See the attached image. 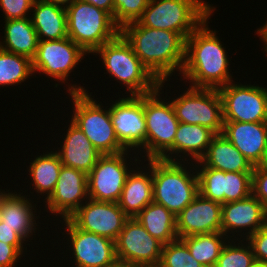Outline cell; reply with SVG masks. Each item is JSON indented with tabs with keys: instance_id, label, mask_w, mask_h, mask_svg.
Wrapping results in <instances>:
<instances>
[{
	"instance_id": "obj_1",
	"label": "cell",
	"mask_w": 267,
	"mask_h": 267,
	"mask_svg": "<svg viewBox=\"0 0 267 267\" xmlns=\"http://www.w3.org/2000/svg\"><path fill=\"white\" fill-rule=\"evenodd\" d=\"M210 18L211 15L186 39L181 78L193 88L219 89L233 81L228 52L216 35L218 32L208 27Z\"/></svg>"
},
{
	"instance_id": "obj_2",
	"label": "cell",
	"mask_w": 267,
	"mask_h": 267,
	"mask_svg": "<svg viewBox=\"0 0 267 267\" xmlns=\"http://www.w3.org/2000/svg\"><path fill=\"white\" fill-rule=\"evenodd\" d=\"M120 34L140 61L159 80L181 74L185 62L186 39L177 32L148 28L137 21L126 24Z\"/></svg>"
},
{
	"instance_id": "obj_3",
	"label": "cell",
	"mask_w": 267,
	"mask_h": 267,
	"mask_svg": "<svg viewBox=\"0 0 267 267\" xmlns=\"http://www.w3.org/2000/svg\"><path fill=\"white\" fill-rule=\"evenodd\" d=\"M151 174L153 202L163 205L175 216L199 194L196 167L192 161L182 164V161L151 159Z\"/></svg>"
},
{
	"instance_id": "obj_4",
	"label": "cell",
	"mask_w": 267,
	"mask_h": 267,
	"mask_svg": "<svg viewBox=\"0 0 267 267\" xmlns=\"http://www.w3.org/2000/svg\"><path fill=\"white\" fill-rule=\"evenodd\" d=\"M69 85L67 91L74 105L71 121L86 135L101 155L126 151L118 141L108 106H103L102 102L98 103L91 95L92 92L89 94L84 86H78L77 83Z\"/></svg>"
},
{
	"instance_id": "obj_5",
	"label": "cell",
	"mask_w": 267,
	"mask_h": 267,
	"mask_svg": "<svg viewBox=\"0 0 267 267\" xmlns=\"http://www.w3.org/2000/svg\"><path fill=\"white\" fill-rule=\"evenodd\" d=\"M92 55H99L109 77L126 87L130 95H146L156 91L160 81L140 61L131 45L119 34L103 44ZM113 76V77H112Z\"/></svg>"
},
{
	"instance_id": "obj_6",
	"label": "cell",
	"mask_w": 267,
	"mask_h": 267,
	"mask_svg": "<svg viewBox=\"0 0 267 267\" xmlns=\"http://www.w3.org/2000/svg\"><path fill=\"white\" fill-rule=\"evenodd\" d=\"M216 7L204 0H149L137 22L148 28L180 33L185 39Z\"/></svg>"
},
{
	"instance_id": "obj_7",
	"label": "cell",
	"mask_w": 267,
	"mask_h": 267,
	"mask_svg": "<svg viewBox=\"0 0 267 267\" xmlns=\"http://www.w3.org/2000/svg\"><path fill=\"white\" fill-rule=\"evenodd\" d=\"M160 81L156 91L144 95V115L146 119V158L173 161L174 137L179 120L176 117L171 100L162 99V87L165 82ZM164 84V85H163ZM162 91V92H160ZM166 99V101H165Z\"/></svg>"
},
{
	"instance_id": "obj_8",
	"label": "cell",
	"mask_w": 267,
	"mask_h": 267,
	"mask_svg": "<svg viewBox=\"0 0 267 267\" xmlns=\"http://www.w3.org/2000/svg\"><path fill=\"white\" fill-rule=\"evenodd\" d=\"M66 13L68 37L89 55L120 34L108 12L82 0H74Z\"/></svg>"
},
{
	"instance_id": "obj_9",
	"label": "cell",
	"mask_w": 267,
	"mask_h": 267,
	"mask_svg": "<svg viewBox=\"0 0 267 267\" xmlns=\"http://www.w3.org/2000/svg\"><path fill=\"white\" fill-rule=\"evenodd\" d=\"M131 152L133 151L126 150L121 153L105 154L99 157L96 165L87 174L88 195L90 199L113 203L118 202L126 178L133 169L131 165H136L137 163L139 165L143 164L138 154L136 152L131 154ZM127 158L132 163L128 162ZM131 160H134L136 164Z\"/></svg>"
},
{
	"instance_id": "obj_10",
	"label": "cell",
	"mask_w": 267,
	"mask_h": 267,
	"mask_svg": "<svg viewBox=\"0 0 267 267\" xmlns=\"http://www.w3.org/2000/svg\"><path fill=\"white\" fill-rule=\"evenodd\" d=\"M188 87L171 101L179 122L202 125L216 134L222 133L223 110L218 89Z\"/></svg>"
},
{
	"instance_id": "obj_11",
	"label": "cell",
	"mask_w": 267,
	"mask_h": 267,
	"mask_svg": "<svg viewBox=\"0 0 267 267\" xmlns=\"http://www.w3.org/2000/svg\"><path fill=\"white\" fill-rule=\"evenodd\" d=\"M122 96L109 106L112 124L119 143L126 150L138 152L141 158L143 154L146 156L144 95Z\"/></svg>"
},
{
	"instance_id": "obj_12",
	"label": "cell",
	"mask_w": 267,
	"mask_h": 267,
	"mask_svg": "<svg viewBox=\"0 0 267 267\" xmlns=\"http://www.w3.org/2000/svg\"><path fill=\"white\" fill-rule=\"evenodd\" d=\"M254 85L232 81L218 89L223 121L267 122V88Z\"/></svg>"
},
{
	"instance_id": "obj_13",
	"label": "cell",
	"mask_w": 267,
	"mask_h": 267,
	"mask_svg": "<svg viewBox=\"0 0 267 267\" xmlns=\"http://www.w3.org/2000/svg\"><path fill=\"white\" fill-rule=\"evenodd\" d=\"M86 54L69 37L52 41L39 40L36 54L31 60L32 70L33 73L38 72L56 81L60 80L63 84L67 80L69 81V74L84 59Z\"/></svg>"
},
{
	"instance_id": "obj_14",
	"label": "cell",
	"mask_w": 267,
	"mask_h": 267,
	"mask_svg": "<svg viewBox=\"0 0 267 267\" xmlns=\"http://www.w3.org/2000/svg\"><path fill=\"white\" fill-rule=\"evenodd\" d=\"M66 226V240L70 244L68 249L74 257L73 267H108L118 261L115 242L95 233H89L77 228L68 218L62 223Z\"/></svg>"
},
{
	"instance_id": "obj_15",
	"label": "cell",
	"mask_w": 267,
	"mask_h": 267,
	"mask_svg": "<svg viewBox=\"0 0 267 267\" xmlns=\"http://www.w3.org/2000/svg\"><path fill=\"white\" fill-rule=\"evenodd\" d=\"M194 164L199 194L204 198L223 204L252 194V173L224 172L206 167L200 161Z\"/></svg>"
},
{
	"instance_id": "obj_16",
	"label": "cell",
	"mask_w": 267,
	"mask_h": 267,
	"mask_svg": "<svg viewBox=\"0 0 267 267\" xmlns=\"http://www.w3.org/2000/svg\"><path fill=\"white\" fill-rule=\"evenodd\" d=\"M118 261L135 266L159 265L163 244L134 218H128L115 241Z\"/></svg>"
},
{
	"instance_id": "obj_17",
	"label": "cell",
	"mask_w": 267,
	"mask_h": 267,
	"mask_svg": "<svg viewBox=\"0 0 267 267\" xmlns=\"http://www.w3.org/2000/svg\"><path fill=\"white\" fill-rule=\"evenodd\" d=\"M129 217L118 203L88 199L68 219L79 229L116 241Z\"/></svg>"
},
{
	"instance_id": "obj_18",
	"label": "cell",
	"mask_w": 267,
	"mask_h": 267,
	"mask_svg": "<svg viewBox=\"0 0 267 267\" xmlns=\"http://www.w3.org/2000/svg\"><path fill=\"white\" fill-rule=\"evenodd\" d=\"M265 224L267 208L253 194L242 200L222 204L221 232L229 239L245 240Z\"/></svg>"
},
{
	"instance_id": "obj_19",
	"label": "cell",
	"mask_w": 267,
	"mask_h": 267,
	"mask_svg": "<svg viewBox=\"0 0 267 267\" xmlns=\"http://www.w3.org/2000/svg\"><path fill=\"white\" fill-rule=\"evenodd\" d=\"M88 199L87 174L62 165L54 191L43 201L47 205L46 212L67 219Z\"/></svg>"
},
{
	"instance_id": "obj_20",
	"label": "cell",
	"mask_w": 267,
	"mask_h": 267,
	"mask_svg": "<svg viewBox=\"0 0 267 267\" xmlns=\"http://www.w3.org/2000/svg\"><path fill=\"white\" fill-rule=\"evenodd\" d=\"M222 204L198 194L176 216L178 239L196 234L221 232Z\"/></svg>"
},
{
	"instance_id": "obj_21",
	"label": "cell",
	"mask_w": 267,
	"mask_h": 267,
	"mask_svg": "<svg viewBox=\"0 0 267 267\" xmlns=\"http://www.w3.org/2000/svg\"><path fill=\"white\" fill-rule=\"evenodd\" d=\"M223 122L222 134L253 166L267 163V122Z\"/></svg>"
},
{
	"instance_id": "obj_22",
	"label": "cell",
	"mask_w": 267,
	"mask_h": 267,
	"mask_svg": "<svg viewBox=\"0 0 267 267\" xmlns=\"http://www.w3.org/2000/svg\"><path fill=\"white\" fill-rule=\"evenodd\" d=\"M12 192L1 189V221L28 242L38 230L36 220L40 217L35 214L37 207L31 203L32 199L27 198L28 195H22L23 192Z\"/></svg>"
},
{
	"instance_id": "obj_23",
	"label": "cell",
	"mask_w": 267,
	"mask_h": 267,
	"mask_svg": "<svg viewBox=\"0 0 267 267\" xmlns=\"http://www.w3.org/2000/svg\"><path fill=\"white\" fill-rule=\"evenodd\" d=\"M145 161L148 163L143 164V167L136 165V168L133 166V169L126 178L120 199L117 202L129 218H134L148 204L153 202L151 159H144Z\"/></svg>"
},
{
	"instance_id": "obj_24",
	"label": "cell",
	"mask_w": 267,
	"mask_h": 267,
	"mask_svg": "<svg viewBox=\"0 0 267 267\" xmlns=\"http://www.w3.org/2000/svg\"><path fill=\"white\" fill-rule=\"evenodd\" d=\"M68 126L67 133L63 137L64 141L62 140L60 144L62 148L58 147V150L55 151H58L63 166L88 174L96 165L101 154L72 121Z\"/></svg>"
},
{
	"instance_id": "obj_25",
	"label": "cell",
	"mask_w": 267,
	"mask_h": 267,
	"mask_svg": "<svg viewBox=\"0 0 267 267\" xmlns=\"http://www.w3.org/2000/svg\"><path fill=\"white\" fill-rule=\"evenodd\" d=\"M30 16L38 40H60L68 37L66 8L45 0H34Z\"/></svg>"
},
{
	"instance_id": "obj_26",
	"label": "cell",
	"mask_w": 267,
	"mask_h": 267,
	"mask_svg": "<svg viewBox=\"0 0 267 267\" xmlns=\"http://www.w3.org/2000/svg\"><path fill=\"white\" fill-rule=\"evenodd\" d=\"M204 166L224 172L252 173L254 166L222 134H216L206 154L199 160Z\"/></svg>"
},
{
	"instance_id": "obj_27",
	"label": "cell",
	"mask_w": 267,
	"mask_h": 267,
	"mask_svg": "<svg viewBox=\"0 0 267 267\" xmlns=\"http://www.w3.org/2000/svg\"><path fill=\"white\" fill-rule=\"evenodd\" d=\"M215 135L214 131L205 126L179 122L174 137L173 161H199L206 154L208 146Z\"/></svg>"
},
{
	"instance_id": "obj_28",
	"label": "cell",
	"mask_w": 267,
	"mask_h": 267,
	"mask_svg": "<svg viewBox=\"0 0 267 267\" xmlns=\"http://www.w3.org/2000/svg\"><path fill=\"white\" fill-rule=\"evenodd\" d=\"M4 23V41H0V48L32 60L39 40L30 17L7 20Z\"/></svg>"
},
{
	"instance_id": "obj_29",
	"label": "cell",
	"mask_w": 267,
	"mask_h": 267,
	"mask_svg": "<svg viewBox=\"0 0 267 267\" xmlns=\"http://www.w3.org/2000/svg\"><path fill=\"white\" fill-rule=\"evenodd\" d=\"M135 218L152 237L163 245L178 239L176 216L163 205L151 202Z\"/></svg>"
},
{
	"instance_id": "obj_30",
	"label": "cell",
	"mask_w": 267,
	"mask_h": 267,
	"mask_svg": "<svg viewBox=\"0 0 267 267\" xmlns=\"http://www.w3.org/2000/svg\"><path fill=\"white\" fill-rule=\"evenodd\" d=\"M62 163L57 151L43 152V155H37L30 162L28 175H30L31 182H33L34 191L45 195L47 199L54 191L56 183L59 178Z\"/></svg>"
},
{
	"instance_id": "obj_31",
	"label": "cell",
	"mask_w": 267,
	"mask_h": 267,
	"mask_svg": "<svg viewBox=\"0 0 267 267\" xmlns=\"http://www.w3.org/2000/svg\"><path fill=\"white\" fill-rule=\"evenodd\" d=\"M190 254L204 267H215L220 253L229 240L222 232L196 234L180 238Z\"/></svg>"
},
{
	"instance_id": "obj_32",
	"label": "cell",
	"mask_w": 267,
	"mask_h": 267,
	"mask_svg": "<svg viewBox=\"0 0 267 267\" xmlns=\"http://www.w3.org/2000/svg\"><path fill=\"white\" fill-rule=\"evenodd\" d=\"M33 74L29 58L0 48V86L21 85Z\"/></svg>"
},
{
	"instance_id": "obj_33",
	"label": "cell",
	"mask_w": 267,
	"mask_h": 267,
	"mask_svg": "<svg viewBox=\"0 0 267 267\" xmlns=\"http://www.w3.org/2000/svg\"><path fill=\"white\" fill-rule=\"evenodd\" d=\"M254 261V254L247 240L229 239L224 245L215 267H249Z\"/></svg>"
},
{
	"instance_id": "obj_34",
	"label": "cell",
	"mask_w": 267,
	"mask_h": 267,
	"mask_svg": "<svg viewBox=\"0 0 267 267\" xmlns=\"http://www.w3.org/2000/svg\"><path fill=\"white\" fill-rule=\"evenodd\" d=\"M160 267H204L191 254L187 245L177 239L163 245Z\"/></svg>"
},
{
	"instance_id": "obj_35",
	"label": "cell",
	"mask_w": 267,
	"mask_h": 267,
	"mask_svg": "<svg viewBox=\"0 0 267 267\" xmlns=\"http://www.w3.org/2000/svg\"><path fill=\"white\" fill-rule=\"evenodd\" d=\"M115 24L121 29L126 24L137 21L146 9L149 0H113Z\"/></svg>"
},
{
	"instance_id": "obj_36",
	"label": "cell",
	"mask_w": 267,
	"mask_h": 267,
	"mask_svg": "<svg viewBox=\"0 0 267 267\" xmlns=\"http://www.w3.org/2000/svg\"><path fill=\"white\" fill-rule=\"evenodd\" d=\"M34 0H0L4 21L30 17L28 14L32 10Z\"/></svg>"
},
{
	"instance_id": "obj_37",
	"label": "cell",
	"mask_w": 267,
	"mask_h": 267,
	"mask_svg": "<svg viewBox=\"0 0 267 267\" xmlns=\"http://www.w3.org/2000/svg\"><path fill=\"white\" fill-rule=\"evenodd\" d=\"M252 194L267 208V163L253 168Z\"/></svg>"
},
{
	"instance_id": "obj_38",
	"label": "cell",
	"mask_w": 267,
	"mask_h": 267,
	"mask_svg": "<svg viewBox=\"0 0 267 267\" xmlns=\"http://www.w3.org/2000/svg\"><path fill=\"white\" fill-rule=\"evenodd\" d=\"M245 240H247L252 248L255 261L267 264V224Z\"/></svg>"
},
{
	"instance_id": "obj_39",
	"label": "cell",
	"mask_w": 267,
	"mask_h": 267,
	"mask_svg": "<svg viewBox=\"0 0 267 267\" xmlns=\"http://www.w3.org/2000/svg\"><path fill=\"white\" fill-rule=\"evenodd\" d=\"M0 241L13 245L22 255L27 252V247L25 248V243L27 242L14 229L6 226L2 221H0Z\"/></svg>"
},
{
	"instance_id": "obj_40",
	"label": "cell",
	"mask_w": 267,
	"mask_h": 267,
	"mask_svg": "<svg viewBox=\"0 0 267 267\" xmlns=\"http://www.w3.org/2000/svg\"><path fill=\"white\" fill-rule=\"evenodd\" d=\"M21 257L22 254L13 245L0 241V267H15Z\"/></svg>"
},
{
	"instance_id": "obj_41",
	"label": "cell",
	"mask_w": 267,
	"mask_h": 267,
	"mask_svg": "<svg viewBox=\"0 0 267 267\" xmlns=\"http://www.w3.org/2000/svg\"><path fill=\"white\" fill-rule=\"evenodd\" d=\"M89 4L96 6L106 12H108L112 17L114 15V1L113 0H82Z\"/></svg>"
},
{
	"instance_id": "obj_42",
	"label": "cell",
	"mask_w": 267,
	"mask_h": 267,
	"mask_svg": "<svg viewBox=\"0 0 267 267\" xmlns=\"http://www.w3.org/2000/svg\"><path fill=\"white\" fill-rule=\"evenodd\" d=\"M257 30V36L261 38L260 41H262L263 43V49L266 52V56H267V21L265 22V24L263 26H261L260 28L256 29ZM259 34V35H258Z\"/></svg>"
},
{
	"instance_id": "obj_43",
	"label": "cell",
	"mask_w": 267,
	"mask_h": 267,
	"mask_svg": "<svg viewBox=\"0 0 267 267\" xmlns=\"http://www.w3.org/2000/svg\"><path fill=\"white\" fill-rule=\"evenodd\" d=\"M47 2L53 3V4H57L60 5L62 7H67L69 6L74 0H45Z\"/></svg>"
},
{
	"instance_id": "obj_44",
	"label": "cell",
	"mask_w": 267,
	"mask_h": 267,
	"mask_svg": "<svg viewBox=\"0 0 267 267\" xmlns=\"http://www.w3.org/2000/svg\"><path fill=\"white\" fill-rule=\"evenodd\" d=\"M134 266L135 265H132V264H129V263L117 261L116 263H114L113 265L108 266V267H134Z\"/></svg>"
},
{
	"instance_id": "obj_45",
	"label": "cell",
	"mask_w": 267,
	"mask_h": 267,
	"mask_svg": "<svg viewBox=\"0 0 267 267\" xmlns=\"http://www.w3.org/2000/svg\"><path fill=\"white\" fill-rule=\"evenodd\" d=\"M249 267H267V264L259 261H254Z\"/></svg>"
},
{
	"instance_id": "obj_46",
	"label": "cell",
	"mask_w": 267,
	"mask_h": 267,
	"mask_svg": "<svg viewBox=\"0 0 267 267\" xmlns=\"http://www.w3.org/2000/svg\"><path fill=\"white\" fill-rule=\"evenodd\" d=\"M134 267H160L159 265H142V266H134Z\"/></svg>"
},
{
	"instance_id": "obj_47",
	"label": "cell",
	"mask_w": 267,
	"mask_h": 267,
	"mask_svg": "<svg viewBox=\"0 0 267 267\" xmlns=\"http://www.w3.org/2000/svg\"><path fill=\"white\" fill-rule=\"evenodd\" d=\"M0 221H1V189H0Z\"/></svg>"
}]
</instances>
